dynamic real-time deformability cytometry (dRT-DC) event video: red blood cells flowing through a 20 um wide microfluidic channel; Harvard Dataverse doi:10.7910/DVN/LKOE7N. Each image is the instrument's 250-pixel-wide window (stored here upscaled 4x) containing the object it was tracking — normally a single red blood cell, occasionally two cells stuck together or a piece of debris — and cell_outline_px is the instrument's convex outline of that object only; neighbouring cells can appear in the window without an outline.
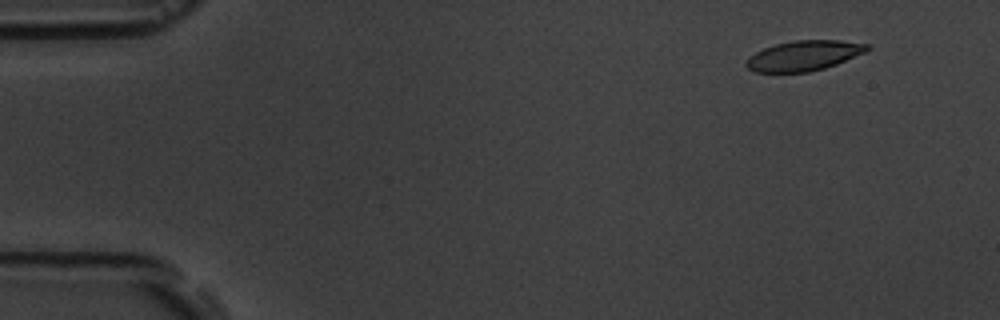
{"species": "common noctule bat (a hibernating species)", "species_latin": "Nyctalus noctula", "temperature_condition": "room temperature", "stored_images_in_passage": 15, "camera_frame_rate_fps": 3000, "um_per_image_px": 0.085, "animal": {"sex": "male", "body_mass_g": 19.5, "forearm_length_mm": 54.6}, "frame": {"image": 1, "passage_image": 1, "time_ms": 0.0, "image_size_px": [1000, 320], "cell_outline_px": [[872, 48], [864, 52], [836, 64], [824, 68], [808, 72], [756, 72], [748, 68], [744, 64], [744, 60], [748, 56], [764, 48], [776, 44], [796, 40], [840, 40], [868, 44]], "centroid_in_image_um": [68.29, 4.73], "position_along_channel_um": 16.7, "area_um2": 21.15}}
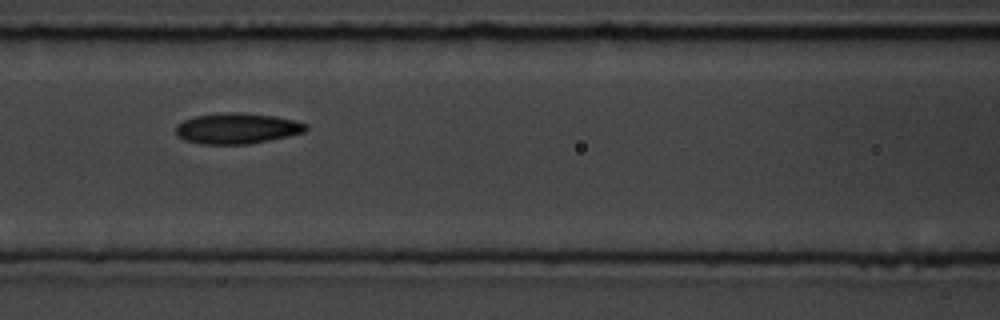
{"frame": {"image": 2, "passage_image": 6, "time_ms": 6.333, "image_size_px": [1000, 320], "cell_outline_px": [[308, 128], [304, 132], [288, 136], [248, 144], [200, 144], [184, 140], [176, 136], [176, 124], [184, 120], [196, 116], [220, 112], [240, 112], [276, 116], [308, 124]], "centroid_in_image_um": [20.12, 10.91], "position_along_channel_um": 146.5, "area_um2": 23.41}}
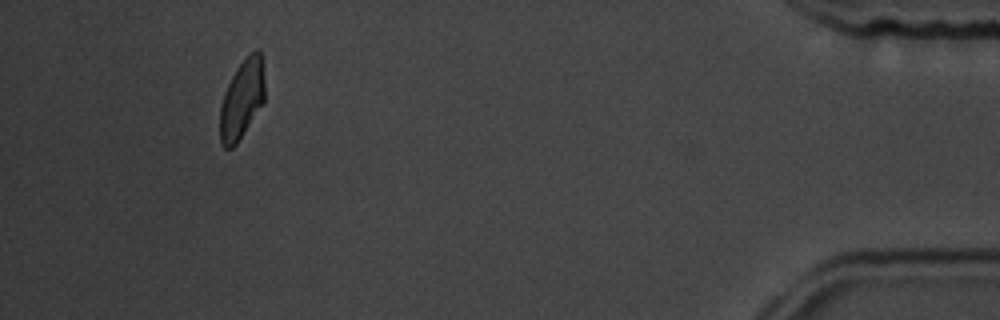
{"frame": {"image": 3, "passage_image": 14, "time_ms": 15.333, "image_size_px": [1000, 320], "cell_outline_px": [[264, 100], [236, 144], [232, 148], [224, 148], [220, 144], [220, 104], [224, 92], [236, 68], [256, 48], [260, 48], [264, 80]], "centroid_in_image_um": [20.54, 8.44], "position_along_channel_um": 414.7, "area_um2": 20.29}, "authors_computed_cell_mechanics": {"area_um2": 21.8484, "velocity_mm_per_s": 3.7204, "shape_relaxation_time_tau1_ms": 2.9885, "shape_relaxation_time_tau2_ms": 0.6325, "deformation_change_tau1": 0.1008, "deformation_change_tau2": 0.0457}}